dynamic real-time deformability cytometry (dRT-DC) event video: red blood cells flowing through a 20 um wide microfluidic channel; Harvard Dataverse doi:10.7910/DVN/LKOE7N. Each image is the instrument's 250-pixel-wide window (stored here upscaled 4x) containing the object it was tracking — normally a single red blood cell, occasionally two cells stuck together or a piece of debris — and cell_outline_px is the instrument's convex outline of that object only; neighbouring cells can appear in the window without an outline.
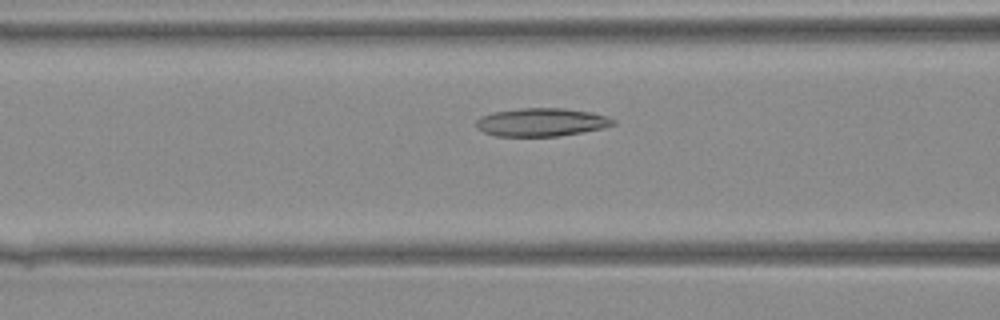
{"species": "Egyptian fruit bat (a non-hibernating species)", "species_latin": "Rousettus aegyptiacus", "temperature_condition": "warm", "stored_images_in_passage": 37, "camera_frame_rate_fps": 3000, "um_per_image_px": 0.085, "animal": {"sex": "female"}, "frame": {"image": 1, "passage_image": 13, "time_ms": 4.0, "image_size_px": [1000, 320], "cell_outline_px": [[616, 124], [604, 128], [560, 136], [496, 136], [484, 132], [476, 124], [476, 120], [480, 116], [492, 112], [520, 108], [564, 108], [588, 112], [604, 116], [616, 120]], "centroid_in_image_um": [46.02, 10.39], "position_along_channel_um": 120.6, "area_um2": 22.43}}
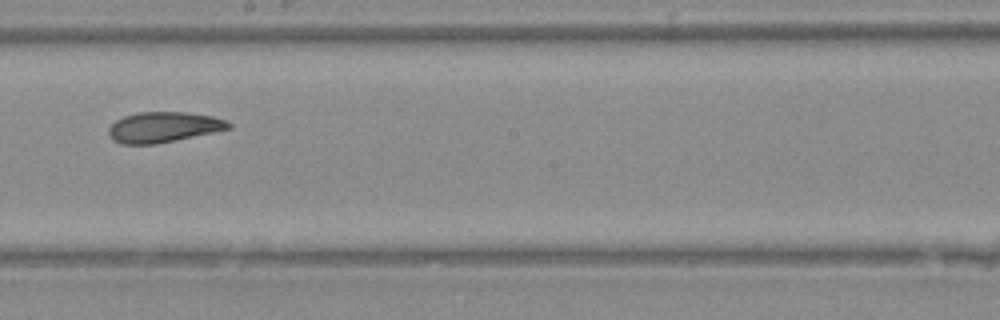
{"frame": {"image": 2, "passage_image": 20, "time_ms": 6.333, "image_size_px": [1000, 320], "cell_outline_px": [[232, 128], [156, 144], [120, 144], [112, 140], [108, 136], [108, 128], [116, 120], [124, 116], [140, 112], [184, 112], [212, 116], [224, 120], [232, 124]], "centroid_in_image_um": [13.85, 10.81], "position_along_channel_um": 234.3, "area_um2": 21.21}}
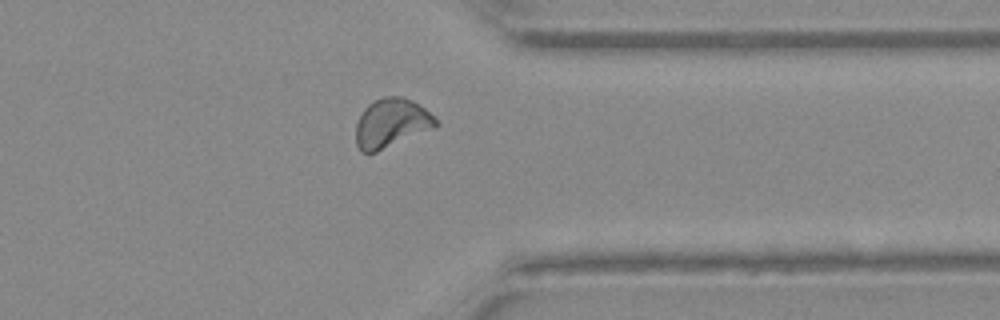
{"frame": {"image": 3, "passage_image": 29, "time_ms": 9.333, "image_size_px": [1000, 320], "cell_outline_px": [[440, 124], [436, 128], [376, 152], [360, 152], [356, 144], [356, 124], [364, 108], [368, 104], [384, 96], [404, 96], [412, 100], [424, 108]], "centroid_in_image_um": [33.27, 10.47], "position_along_channel_um": 378.1, "area_um2": 22.89}}